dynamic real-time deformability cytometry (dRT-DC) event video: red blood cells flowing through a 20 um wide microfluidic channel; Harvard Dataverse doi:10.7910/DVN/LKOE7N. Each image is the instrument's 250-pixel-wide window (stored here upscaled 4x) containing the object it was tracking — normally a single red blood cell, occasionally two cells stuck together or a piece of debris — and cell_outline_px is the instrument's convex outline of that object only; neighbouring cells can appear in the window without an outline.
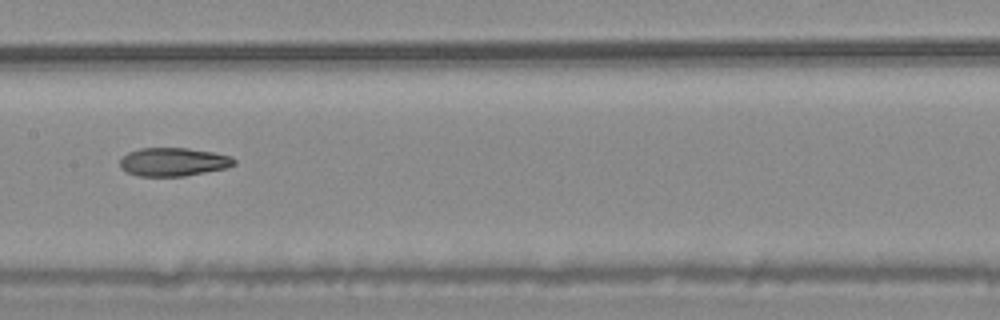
{"species": "common noctule bat (a hibernating species)", "species_latin": "Nyctalus noctula", "temperature_condition": "warm", "stored_images_in_passage": 14, "camera_frame_rate_fps": 3000, "um_per_image_px": 0.085, "animal": {"sex": "male", "body_mass_g": 20.4}, "frame": {"image": 1, "passage_image": 7, "time_ms": 2.0, "image_size_px": [1000, 320], "cell_outline_px": [[236, 164], [228, 168], [184, 176], [140, 176], [128, 172], [120, 168], [120, 160], [128, 152], [140, 148], [188, 148], [212, 152], [232, 156], [236, 160]], "centroid_in_image_um": [14.77, 13.76], "position_along_channel_um": 192.6, "area_um2": 18.96}}
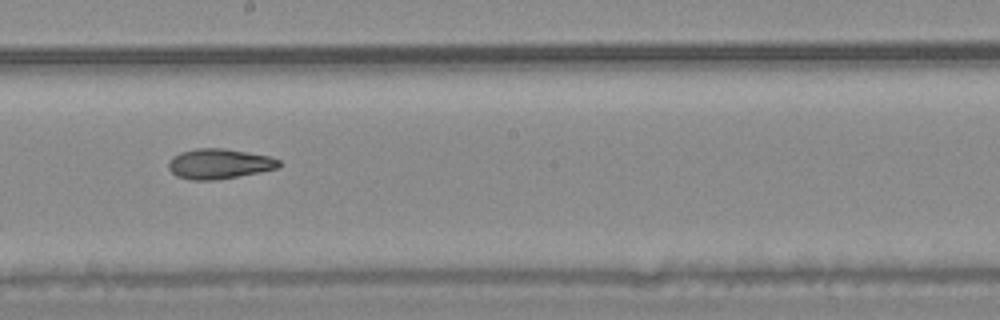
{"frame": {"image": 2, "passage_image": 8, "time_ms": 2.333, "image_size_px": [1000, 320], "cell_outline_px": [[284, 164], [276, 168], [260, 172], [216, 180], [192, 180], [176, 176], [168, 168], [168, 160], [172, 156], [180, 152], [196, 148], [224, 148], [248, 152], [268, 156], [280, 160]], "centroid_in_image_um": [18.61, 13.92], "position_along_channel_um": 229.6, "area_um2": 19.54}}